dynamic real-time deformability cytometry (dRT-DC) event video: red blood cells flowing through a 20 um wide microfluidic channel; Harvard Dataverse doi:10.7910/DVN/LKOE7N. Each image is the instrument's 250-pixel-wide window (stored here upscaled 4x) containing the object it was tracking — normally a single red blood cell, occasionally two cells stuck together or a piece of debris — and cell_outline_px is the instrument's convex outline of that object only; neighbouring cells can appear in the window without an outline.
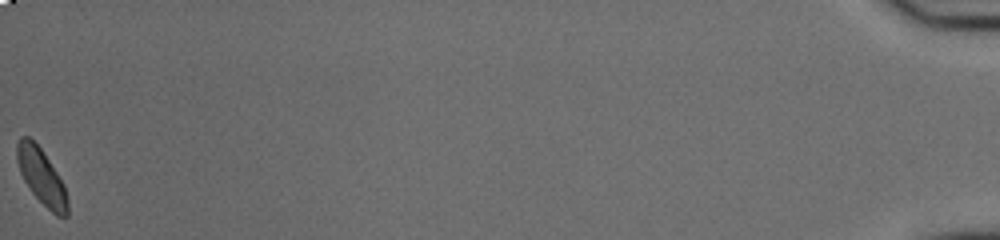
{"species": "common noctule bat (a hibernating species)", "species_latin": "Nyctalus noctula", "temperature_condition": "cold", "stored_images_in_passage": 47, "camera_frame_rate_fps": 3000, "um_per_image_px": 0.085, "animal": {"sex": "male", "body_mass_g": 20.0, "forearm_length_mm": 53.3}, "frame": {"image": 1, "passage_image": 47, "time_ms": 15.333, "image_size_px": [1000, 240], "cell_outline_px": [[68, 216], [56, 216], [32, 192], [24, 180], [20, 172], [16, 160], [16, 144], [20, 136], [28, 136], [44, 152], [64, 184], [68, 200]], "centroid_in_image_um": [3.52, 14.99], "position_along_channel_um": 431.7, "area_um2": 16.36}, "authors_computed_cell_mechanics": {"area_um2": 17.918, "velocity_mm_per_s": 3.7767, "shape_relaxation_time_tau1_ms": null, "shape_relaxation_time_tau2_ms": 2.1355, "deformation_change_tau1": null, "deformation_change_tau2": 0.0525}}